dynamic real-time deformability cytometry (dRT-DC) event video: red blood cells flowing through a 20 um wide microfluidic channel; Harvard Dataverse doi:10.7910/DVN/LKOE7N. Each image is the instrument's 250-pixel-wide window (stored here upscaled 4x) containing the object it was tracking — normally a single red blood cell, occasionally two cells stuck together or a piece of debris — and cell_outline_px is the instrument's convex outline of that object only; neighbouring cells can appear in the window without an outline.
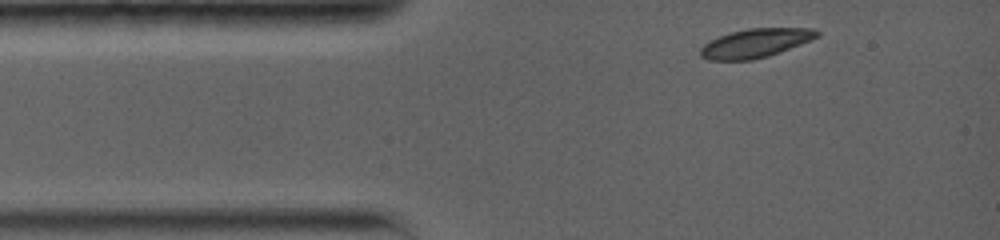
{"species": "common noctule bat (a hibernating species)", "species_latin": "Nyctalus noctula", "temperature_condition": "warm", "stored_images_in_passage": 25, "camera_frame_rate_fps": 5000, "um_per_image_px": 0.085, "animal": {"sex": "female", "body_mass_g": 19.0, "forearm_length_mm": 56.7}, "frame": {"image": 1, "passage_image": 1, "time_ms": 0.0, "image_size_px": [1000, 240], "cell_outline_px": [[820, 36], [780, 52], [768, 56], [752, 60], [708, 60], [700, 56], [700, 48], [704, 44], [720, 36], [732, 32], [748, 28], [816, 28], [820, 32]], "centroid_in_image_um": [64.23, 3.66], "position_along_channel_um": 20.8, "area_um2": 19.54}}
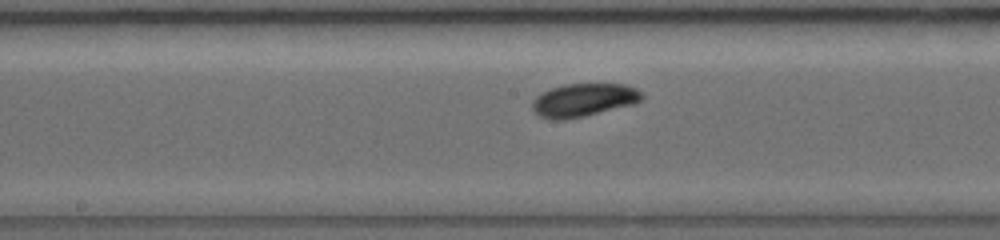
{"frame": {"image": 2, "passage_image": 11, "time_ms": 5.6, "image_size_px": [1000, 240], "cell_outline_px": [[644, 96], [636, 104], [584, 116], [564, 120], [548, 120], [532, 112], [532, 100], [540, 92], [564, 84], [624, 84], [636, 88]], "centroid_in_image_um": [49.57, 8.51], "position_along_channel_um": 198.6, "area_um2": 21.44}}
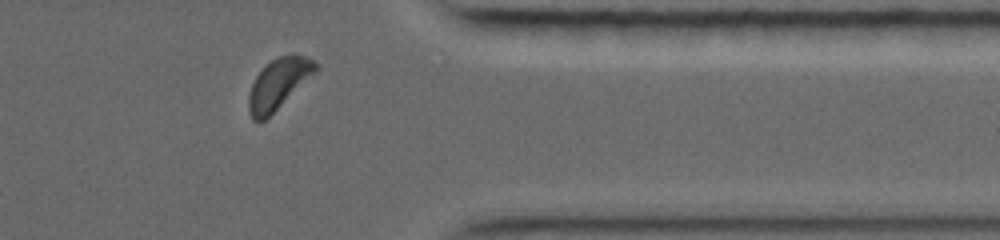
{"frame": {"image": 3, "passage_image": 22, "time_ms": 10.8, "image_size_px": [1000, 240], "cell_outline_px": [[320, 68], [316, 72], [264, 120], [252, 120], [248, 112], [248, 96], [252, 84], [256, 76], [276, 56], [304, 56], [312, 60]], "centroid_in_image_um": [23.65, 7.14], "position_along_channel_um": 387.8, "area_um2": 19.02}, "authors_computed_cell_mechanics": {"area_um2": 20.519, "velocity_mm_per_s": 3.7895, "shape_relaxation_time_tau1_ms": 1.0214, "shape_relaxation_time_tau2_ms": null, "deformation_change_tau1": 0.0759, "deformation_change_tau2": null}}